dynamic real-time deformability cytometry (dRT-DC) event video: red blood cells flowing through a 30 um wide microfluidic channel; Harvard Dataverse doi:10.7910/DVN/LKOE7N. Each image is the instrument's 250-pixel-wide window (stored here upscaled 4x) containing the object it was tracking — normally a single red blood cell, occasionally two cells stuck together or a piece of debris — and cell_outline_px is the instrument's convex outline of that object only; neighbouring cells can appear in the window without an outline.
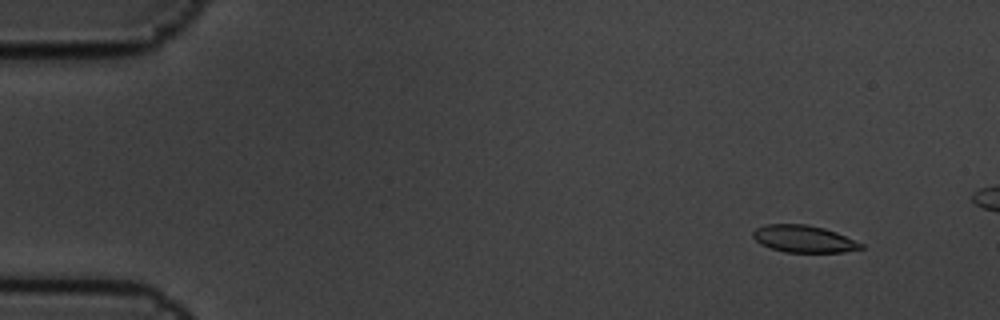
{"species": "common noctule bat (a hibernating species)", "species_latin": "Nyctalus noctula", "temperature_condition": "cold", "stored_images_in_passage": 6, "camera_frame_rate_fps": 3000, "um_per_image_px": 0.085, "animal": {"sex": "male", "body_mass_g": 19.5, "forearm_length_mm": 54.6}, "frame": {"image": 1, "passage_image": 2, "time_ms": 0.333, "image_size_px": [1000, 320], "cell_outline_px": [[864, 248], [844, 252], [784, 252], [760, 244], [752, 236], [752, 232], [756, 228], [764, 224], [804, 224], [824, 228], [836, 232], [864, 244]], "centroid_in_image_um": [68.31, 20.3], "position_along_channel_um": 16.7, "area_um2": 17.05}}